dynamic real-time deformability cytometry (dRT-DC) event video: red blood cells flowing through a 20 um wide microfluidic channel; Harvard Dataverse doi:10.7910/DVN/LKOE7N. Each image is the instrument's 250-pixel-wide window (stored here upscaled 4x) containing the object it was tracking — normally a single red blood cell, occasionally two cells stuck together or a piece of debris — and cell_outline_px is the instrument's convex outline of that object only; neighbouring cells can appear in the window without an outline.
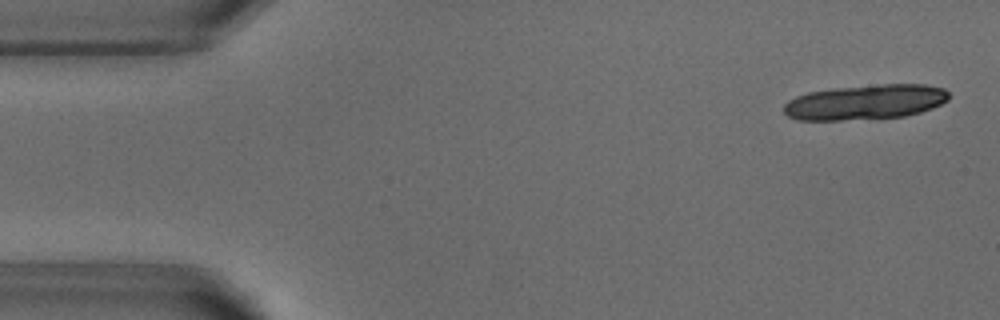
{"species": "common noctule bat (a hibernating species)", "species_latin": "Nyctalus noctula", "temperature_condition": "warm", "stored_images_in_passage": 9, "camera_frame_rate_fps": 3000, "um_per_image_px": 0.085, "animal": {"sex": "male", "body_mass_g": 18.8}, "frame": {"image": 1, "passage_image": 2, "time_ms": 0.333, "image_size_px": [1000, 320], "cell_outline_px": [[948, 100], [932, 108], [920, 112], [904, 116], [840, 120], [796, 120], [788, 116], [784, 112], [784, 104], [788, 100], [796, 96], [808, 92], [832, 88], [884, 84], [924, 84], [944, 88], [948, 92]], "centroid_in_image_um": [73.53, 8.67], "position_along_channel_um": 11.5, "area_um2": 33.58}}